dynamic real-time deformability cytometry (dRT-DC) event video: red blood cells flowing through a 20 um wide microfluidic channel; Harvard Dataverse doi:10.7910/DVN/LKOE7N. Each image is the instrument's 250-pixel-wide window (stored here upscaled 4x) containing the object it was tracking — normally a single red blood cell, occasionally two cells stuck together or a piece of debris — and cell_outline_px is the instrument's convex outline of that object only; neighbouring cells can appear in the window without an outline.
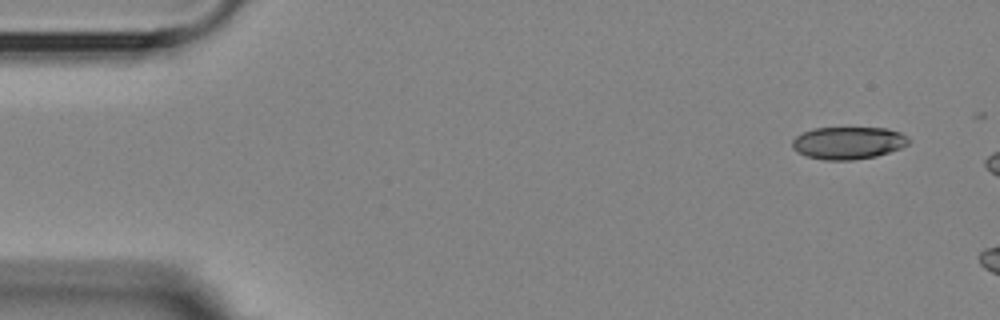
{"species": "Egyptian fruit bat (a non-hibernating species)", "species_latin": "Rousettus aegyptiacus", "temperature_condition": "room temperature", "stored_images_in_passage": 3, "camera_frame_rate_fps": 3000, "um_per_image_px": 0.085, "animal": {"sex": "female"}, "frame": {"image": 1, "passage_image": 1, "time_ms": 0.0, "image_size_px": [1000, 320], "cell_outline_px": [[912, 140], [908, 144], [900, 148], [876, 156], [852, 160], [824, 160], [808, 156], [796, 152], [792, 148], [792, 140], [796, 136], [812, 128], [888, 128], [900, 132], [908, 136]], "centroid_in_image_um": [72.11, 12.14], "position_along_channel_um": 12.9, "area_um2": 22.08}}